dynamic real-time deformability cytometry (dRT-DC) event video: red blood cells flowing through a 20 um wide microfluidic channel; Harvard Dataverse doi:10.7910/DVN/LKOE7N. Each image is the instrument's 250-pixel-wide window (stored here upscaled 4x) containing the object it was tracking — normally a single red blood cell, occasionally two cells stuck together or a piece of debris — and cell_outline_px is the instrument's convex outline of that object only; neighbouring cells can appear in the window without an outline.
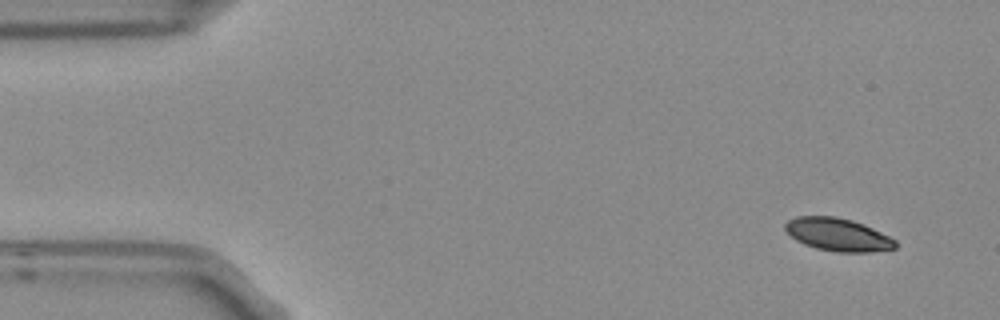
{"species": "Egyptian fruit bat (a non-hibernating species)", "species_latin": "Rousettus aegyptiacus", "temperature_condition": "room temperature", "stored_images_in_passage": 4, "camera_frame_rate_fps": 3000, "um_per_image_px": 0.085, "frame": {"image": 1, "passage_image": 1, "time_ms": 0.0, "image_size_px": [1000, 320], "cell_outline_px": [[896, 248], [868, 252], [836, 252], [816, 248], [804, 244], [796, 240], [784, 228], [784, 224], [788, 220], [796, 216], [836, 216], [852, 220], [864, 224], [896, 240]], "centroid_in_image_um": [71.2, 19.93], "position_along_channel_um": 13.8, "area_um2": 21.04}}
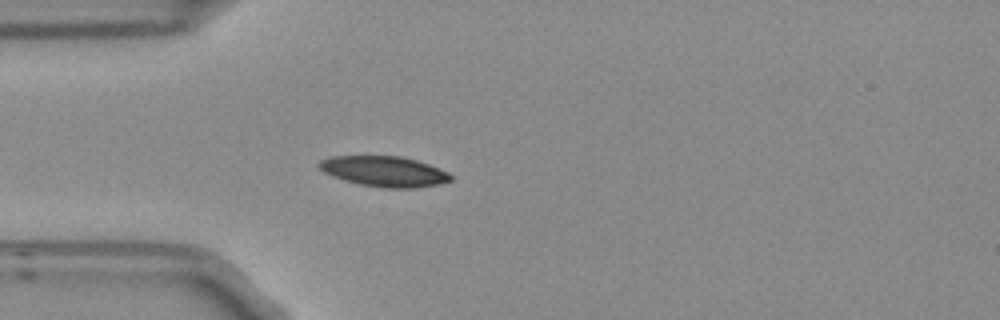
{"frame": {"image": 2, "passage_image": 4, "time_ms": 1.0, "image_size_px": [1000, 320], "cell_outline_px": [[452, 180], [440, 184], [416, 188], [384, 188], [360, 184], [344, 180], [332, 176], [324, 172], [316, 164], [320, 160], [332, 156], [400, 156], [416, 160], [428, 164], [448, 172], [452, 176]], "centroid_in_image_um": [32.66, 14.57], "position_along_channel_um": 52.3, "area_um2": 23.35}}